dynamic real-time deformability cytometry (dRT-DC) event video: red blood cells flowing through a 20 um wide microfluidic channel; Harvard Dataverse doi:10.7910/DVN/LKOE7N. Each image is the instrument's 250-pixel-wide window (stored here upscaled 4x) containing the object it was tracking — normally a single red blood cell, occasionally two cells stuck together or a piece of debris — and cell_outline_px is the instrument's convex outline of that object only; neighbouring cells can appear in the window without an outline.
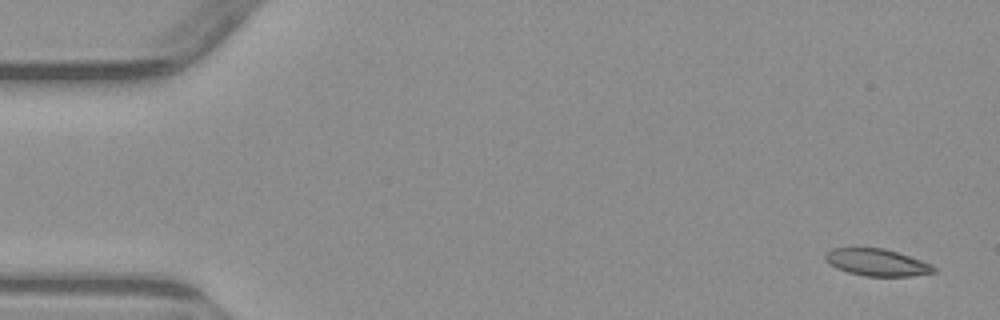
{"species": "common noctule bat (a hibernating species)", "species_latin": "Nyctalus noctula", "temperature_condition": "warm", "stored_images_in_passage": 5, "camera_frame_rate_fps": 3000, "um_per_image_px": 0.085, "animal": {"sex": "male", "body_mass_g": 23.1, "forearm_length_mm": 52.7}, "frame": {"image": 1, "passage_image": 1, "time_ms": 0.0, "image_size_px": [1000, 320], "cell_outline_px": [[936, 272], [908, 276], [864, 276], [848, 272], [836, 268], [828, 264], [824, 260], [824, 256], [832, 248], [884, 248], [932, 264], [936, 268]], "centroid_in_image_um": [74.51, 22.31], "position_along_channel_um": 10.5, "area_um2": 16.99}}
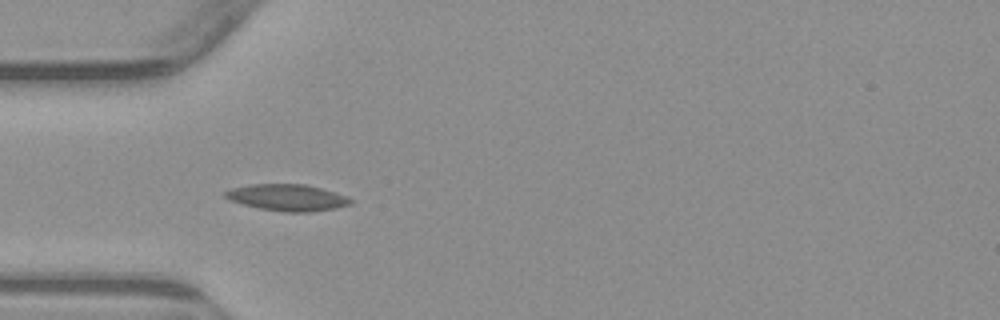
{"frame": {"image": 2, "passage_image": 4, "time_ms": 4.667, "image_size_px": [1000, 320], "cell_outline_px": [[352, 204], [336, 208], [312, 212], [284, 212], [260, 208], [244, 204], [232, 200], [224, 196], [224, 192], [232, 188], [248, 184], [304, 184], [320, 188], [348, 196], [352, 200]], "centroid_in_image_um": [24.46, 16.79], "position_along_channel_um": 60.5, "area_um2": 19.31}}
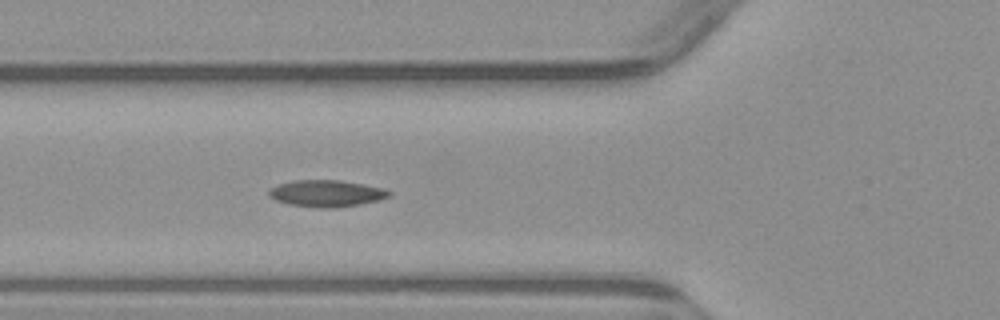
{"frame": {"image": 3, "passage_image": 5, "time_ms": 5.667, "image_size_px": [1000, 320], "cell_outline_px": [[392, 196], [380, 200], [360, 204], [332, 208], [320, 208], [288, 204], [276, 200], [268, 196], [268, 192], [272, 188], [280, 184], [292, 180], [340, 180], [364, 184], [384, 188], [392, 192]], "centroid_in_image_um": [27.79, 16.44], "position_along_channel_um": 98.0, "area_um2": 18.79}}